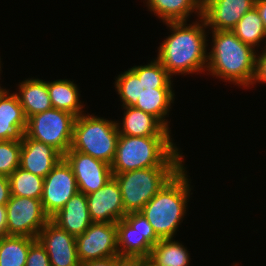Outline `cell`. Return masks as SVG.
Instances as JSON below:
<instances>
[{"instance_id": "ffe728a7", "label": "cell", "mask_w": 266, "mask_h": 266, "mask_svg": "<svg viewBox=\"0 0 266 266\" xmlns=\"http://www.w3.org/2000/svg\"><path fill=\"white\" fill-rule=\"evenodd\" d=\"M18 84L15 92L28 119L34 114L53 108L48 92V81L39 78H28Z\"/></svg>"}, {"instance_id": "8992f818", "label": "cell", "mask_w": 266, "mask_h": 266, "mask_svg": "<svg viewBox=\"0 0 266 266\" xmlns=\"http://www.w3.org/2000/svg\"><path fill=\"white\" fill-rule=\"evenodd\" d=\"M181 168L150 167L113 174L121 191L125 213L140 212Z\"/></svg>"}, {"instance_id": "484cf974", "label": "cell", "mask_w": 266, "mask_h": 266, "mask_svg": "<svg viewBox=\"0 0 266 266\" xmlns=\"http://www.w3.org/2000/svg\"><path fill=\"white\" fill-rule=\"evenodd\" d=\"M231 31L244 44H247L254 49L260 47L262 50L263 48L260 46L262 42L265 43L264 45L266 47V31L256 7L245 13Z\"/></svg>"}, {"instance_id": "5b68a950", "label": "cell", "mask_w": 266, "mask_h": 266, "mask_svg": "<svg viewBox=\"0 0 266 266\" xmlns=\"http://www.w3.org/2000/svg\"><path fill=\"white\" fill-rule=\"evenodd\" d=\"M116 122L88 113L77 116L71 149L111 165L120 135Z\"/></svg>"}, {"instance_id": "7a4b0ae2", "label": "cell", "mask_w": 266, "mask_h": 266, "mask_svg": "<svg viewBox=\"0 0 266 266\" xmlns=\"http://www.w3.org/2000/svg\"><path fill=\"white\" fill-rule=\"evenodd\" d=\"M210 31L213 38L206 71L239 87H252L258 50L244 44L231 30Z\"/></svg>"}, {"instance_id": "5bb4252c", "label": "cell", "mask_w": 266, "mask_h": 266, "mask_svg": "<svg viewBox=\"0 0 266 266\" xmlns=\"http://www.w3.org/2000/svg\"><path fill=\"white\" fill-rule=\"evenodd\" d=\"M256 0H203L202 18L209 30H232Z\"/></svg>"}, {"instance_id": "74e56055", "label": "cell", "mask_w": 266, "mask_h": 266, "mask_svg": "<svg viewBox=\"0 0 266 266\" xmlns=\"http://www.w3.org/2000/svg\"><path fill=\"white\" fill-rule=\"evenodd\" d=\"M1 65H2V64H1V58H0V73H1V71H2V69H1ZM0 75H1V74H0ZM0 77H1V76H0ZM3 89H4V88H2V87H1V84H0V90H3Z\"/></svg>"}, {"instance_id": "ac0fdd59", "label": "cell", "mask_w": 266, "mask_h": 266, "mask_svg": "<svg viewBox=\"0 0 266 266\" xmlns=\"http://www.w3.org/2000/svg\"><path fill=\"white\" fill-rule=\"evenodd\" d=\"M50 219L75 237L83 234L92 223L86 195L78 191Z\"/></svg>"}, {"instance_id": "d4e9b609", "label": "cell", "mask_w": 266, "mask_h": 266, "mask_svg": "<svg viewBox=\"0 0 266 266\" xmlns=\"http://www.w3.org/2000/svg\"><path fill=\"white\" fill-rule=\"evenodd\" d=\"M117 248L119 255L149 257L153 246L125 219L117 222Z\"/></svg>"}, {"instance_id": "9c48e42d", "label": "cell", "mask_w": 266, "mask_h": 266, "mask_svg": "<svg viewBox=\"0 0 266 266\" xmlns=\"http://www.w3.org/2000/svg\"><path fill=\"white\" fill-rule=\"evenodd\" d=\"M7 235L37 238L40 230L50 220L41 199L10 196L6 204Z\"/></svg>"}, {"instance_id": "8d00e7d4", "label": "cell", "mask_w": 266, "mask_h": 266, "mask_svg": "<svg viewBox=\"0 0 266 266\" xmlns=\"http://www.w3.org/2000/svg\"><path fill=\"white\" fill-rule=\"evenodd\" d=\"M255 7L258 10L266 31V0H256Z\"/></svg>"}, {"instance_id": "603a6c76", "label": "cell", "mask_w": 266, "mask_h": 266, "mask_svg": "<svg viewBox=\"0 0 266 266\" xmlns=\"http://www.w3.org/2000/svg\"><path fill=\"white\" fill-rule=\"evenodd\" d=\"M182 243L174 238L160 239L148 257L151 266H189L190 253Z\"/></svg>"}, {"instance_id": "3957f363", "label": "cell", "mask_w": 266, "mask_h": 266, "mask_svg": "<svg viewBox=\"0 0 266 266\" xmlns=\"http://www.w3.org/2000/svg\"><path fill=\"white\" fill-rule=\"evenodd\" d=\"M171 137L119 135L112 174L150 167H183V153Z\"/></svg>"}, {"instance_id": "e0dca14e", "label": "cell", "mask_w": 266, "mask_h": 266, "mask_svg": "<svg viewBox=\"0 0 266 266\" xmlns=\"http://www.w3.org/2000/svg\"><path fill=\"white\" fill-rule=\"evenodd\" d=\"M27 118L17 95L6 88L0 90V140L22 141Z\"/></svg>"}, {"instance_id": "44dd1931", "label": "cell", "mask_w": 266, "mask_h": 266, "mask_svg": "<svg viewBox=\"0 0 266 266\" xmlns=\"http://www.w3.org/2000/svg\"><path fill=\"white\" fill-rule=\"evenodd\" d=\"M146 7L165 22L188 21L194 12L202 17L203 0H144Z\"/></svg>"}, {"instance_id": "8fae6325", "label": "cell", "mask_w": 266, "mask_h": 266, "mask_svg": "<svg viewBox=\"0 0 266 266\" xmlns=\"http://www.w3.org/2000/svg\"><path fill=\"white\" fill-rule=\"evenodd\" d=\"M117 223L92 222L83 234L76 236L80 263L118 255Z\"/></svg>"}, {"instance_id": "9a60e30c", "label": "cell", "mask_w": 266, "mask_h": 266, "mask_svg": "<svg viewBox=\"0 0 266 266\" xmlns=\"http://www.w3.org/2000/svg\"><path fill=\"white\" fill-rule=\"evenodd\" d=\"M86 197L92 222L117 223L124 219L126 213L121 191L113 177L101 189Z\"/></svg>"}, {"instance_id": "cb8c5ba5", "label": "cell", "mask_w": 266, "mask_h": 266, "mask_svg": "<svg viewBox=\"0 0 266 266\" xmlns=\"http://www.w3.org/2000/svg\"><path fill=\"white\" fill-rule=\"evenodd\" d=\"M173 88H157V92H146L139 96L135 108L156 117L168 130L171 131L168 119L171 105L175 100Z\"/></svg>"}, {"instance_id": "4fadbf2b", "label": "cell", "mask_w": 266, "mask_h": 266, "mask_svg": "<svg viewBox=\"0 0 266 266\" xmlns=\"http://www.w3.org/2000/svg\"><path fill=\"white\" fill-rule=\"evenodd\" d=\"M45 248L51 266H80L76 237L69 234L51 219L36 238Z\"/></svg>"}, {"instance_id": "83f0119b", "label": "cell", "mask_w": 266, "mask_h": 266, "mask_svg": "<svg viewBox=\"0 0 266 266\" xmlns=\"http://www.w3.org/2000/svg\"><path fill=\"white\" fill-rule=\"evenodd\" d=\"M12 196L41 199L44 178L18 167L10 176Z\"/></svg>"}, {"instance_id": "1f68e13d", "label": "cell", "mask_w": 266, "mask_h": 266, "mask_svg": "<svg viewBox=\"0 0 266 266\" xmlns=\"http://www.w3.org/2000/svg\"><path fill=\"white\" fill-rule=\"evenodd\" d=\"M263 49L260 52L257 51L256 74L253 85L258 82L266 84V47Z\"/></svg>"}, {"instance_id": "e575fe53", "label": "cell", "mask_w": 266, "mask_h": 266, "mask_svg": "<svg viewBox=\"0 0 266 266\" xmlns=\"http://www.w3.org/2000/svg\"><path fill=\"white\" fill-rule=\"evenodd\" d=\"M80 266H115V256L85 261Z\"/></svg>"}, {"instance_id": "277c9868", "label": "cell", "mask_w": 266, "mask_h": 266, "mask_svg": "<svg viewBox=\"0 0 266 266\" xmlns=\"http://www.w3.org/2000/svg\"><path fill=\"white\" fill-rule=\"evenodd\" d=\"M189 181L183 166L140 211L159 239L173 238L183 222L192 195Z\"/></svg>"}, {"instance_id": "7402d4cb", "label": "cell", "mask_w": 266, "mask_h": 266, "mask_svg": "<svg viewBox=\"0 0 266 266\" xmlns=\"http://www.w3.org/2000/svg\"><path fill=\"white\" fill-rule=\"evenodd\" d=\"M74 81L58 79L48 81V92L53 108L80 116L85 105L80 101L79 87ZM84 106V107H83Z\"/></svg>"}, {"instance_id": "2e32d148", "label": "cell", "mask_w": 266, "mask_h": 266, "mask_svg": "<svg viewBox=\"0 0 266 266\" xmlns=\"http://www.w3.org/2000/svg\"><path fill=\"white\" fill-rule=\"evenodd\" d=\"M62 158L63 155L52 146L31 139L24 134L20 151L22 169L45 178Z\"/></svg>"}, {"instance_id": "836d02e7", "label": "cell", "mask_w": 266, "mask_h": 266, "mask_svg": "<svg viewBox=\"0 0 266 266\" xmlns=\"http://www.w3.org/2000/svg\"><path fill=\"white\" fill-rule=\"evenodd\" d=\"M11 196L9 177L0 175V205H6Z\"/></svg>"}, {"instance_id": "f1b7e54d", "label": "cell", "mask_w": 266, "mask_h": 266, "mask_svg": "<svg viewBox=\"0 0 266 266\" xmlns=\"http://www.w3.org/2000/svg\"><path fill=\"white\" fill-rule=\"evenodd\" d=\"M21 141L0 140V175L9 177L20 167Z\"/></svg>"}, {"instance_id": "d6a6232c", "label": "cell", "mask_w": 266, "mask_h": 266, "mask_svg": "<svg viewBox=\"0 0 266 266\" xmlns=\"http://www.w3.org/2000/svg\"><path fill=\"white\" fill-rule=\"evenodd\" d=\"M148 258L144 256L116 255L115 266H145Z\"/></svg>"}, {"instance_id": "d6986e66", "label": "cell", "mask_w": 266, "mask_h": 266, "mask_svg": "<svg viewBox=\"0 0 266 266\" xmlns=\"http://www.w3.org/2000/svg\"><path fill=\"white\" fill-rule=\"evenodd\" d=\"M122 123L117 121L120 135L126 136H171L168 130L156 117L135 107H123Z\"/></svg>"}, {"instance_id": "ba28073f", "label": "cell", "mask_w": 266, "mask_h": 266, "mask_svg": "<svg viewBox=\"0 0 266 266\" xmlns=\"http://www.w3.org/2000/svg\"><path fill=\"white\" fill-rule=\"evenodd\" d=\"M75 120V115L51 108L29 117L25 134L64 155L72 145Z\"/></svg>"}, {"instance_id": "d590c367", "label": "cell", "mask_w": 266, "mask_h": 266, "mask_svg": "<svg viewBox=\"0 0 266 266\" xmlns=\"http://www.w3.org/2000/svg\"><path fill=\"white\" fill-rule=\"evenodd\" d=\"M7 236L6 205H0V237Z\"/></svg>"}, {"instance_id": "7c38bea8", "label": "cell", "mask_w": 266, "mask_h": 266, "mask_svg": "<svg viewBox=\"0 0 266 266\" xmlns=\"http://www.w3.org/2000/svg\"><path fill=\"white\" fill-rule=\"evenodd\" d=\"M63 158L71 166L78 191L85 195L101 189L113 177L111 165L71 148Z\"/></svg>"}, {"instance_id": "30bf717a", "label": "cell", "mask_w": 266, "mask_h": 266, "mask_svg": "<svg viewBox=\"0 0 266 266\" xmlns=\"http://www.w3.org/2000/svg\"><path fill=\"white\" fill-rule=\"evenodd\" d=\"M78 192L71 166L62 158L44 178L41 203L51 218Z\"/></svg>"}, {"instance_id": "6da1fadb", "label": "cell", "mask_w": 266, "mask_h": 266, "mask_svg": "<svg viewBox=\"0 0 266 266\" xmlns=\"http://www.w3.org/2000/svg\"><path fill=\"white\" fill-rule=\"evenodd\" d=\"M200 19V20H199ZM172 33L158 47L157 60L173 76L206 72L208 63L206 23L202 17L187 21L165 22ZM205 71V72H204Z\"/></svg>"}, {"instance_id": "4dcf8cb0", "label": "cell", "mask_w": 266, "mask_h": 266, "mask_svg": "<svg viewBox=\"0 0 266 266\" xmlns=\"http://www.w3.org/2000/svg\"><path fill=\"white\" fill-rule=\"evenodd\" d=\"M26 266H51L45 248L37 239L29 247Z\"/></svg>"}, {"instance_id": "4316f807", "label": "cell", "mask_w": 266, "mask_h": 266, "mask_svg": "<svg viewBox=\"0 0 266 266\" xmlns=\"http://www.w3.org/2000/svg\"><path fill=\"white\" fill-rule=\"evenodd\" d=\"M35 240L25 236L0 237V266H26L29 247Z\"/></svg>"}, {"instance_id": "52a82bcc", "label": "cell", "mask_w": 266, "mask_h": 266, "mask_svg": "<svg viewBox=\"0 0 266 266\" xmlns=\"http://www.w3.org/2000/svg\"><path fill=\"white\" fill-rule=\"evenodd\" d=\"M171 78L173 77L155 57L147 65H136L119 74L114 85L120 95L121 106L134 107L143 93L157 92V88H172Z\"/></svg>"}, {"instance_id": "f546056e", "label": "cell", "mask_w": 266, "mask_h": 266, "mask_svg": "<svg viewBox=\"0 0 266 266\" xmlns=\"http://www.w3.org/2000/svg\"><path fill=\"white\" fill-rule=\"evenodd\" d=\"M124 219L142 236L146 238V240L154 246L160 239L156 236L153 231L152 225L148 222L145 216L140 212H132L127 213L124 216Z\"/></svg>"}]
</instances>
